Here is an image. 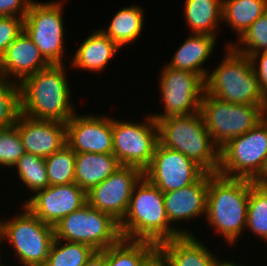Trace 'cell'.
Listing matches in <instances>:
<instances>
[{"instance_id": "ac0fdd59", "label": "cell", "mask_w": 267, "mask_h": 266, "mask_svg": "<svg viewBox=\"0 0 267 266\" xmlns=\"http://www.w3.org/2000/svg\"><path fill=\"white\" fill-rule=\"evenodd\" d=\"M15 125L27 153L46 158L66 144V123L20 114Z\"/></svg>"}, {"instance_id": "b9f144b4", "label": "cell", "mask_w": 267, "mask_h": 266, "mask_svg": "<svg viewBox=\"0 0 267 266\" xmlns=\"http://www.w3.org/2000/svg\"><path fill=\"white\" fill-rule=\"evenodd\" d=\"M1 214H0V259H2V256L5 254H2L1 252V248H2V241H1V232H2V218H1Z\"/></svg>"}, {"instance_id": "5b68a950", "label": "cell", "mask_w": 267, "mask_h": 266, "mask_svg": "<svg viewBox=\"0 0 267 266\" xmlns=\"http://www.w3.org/2000/svg\"><path fill=\"white\" fill-rule=\"evenodd\" d=\"M225 56L205 81V93L234 104L267 105L249 56L225 46Z\"/></svg>"}, {"instance_id": "5bb4252c", "label": "cell", "mask_w": 267, "mask_h": 266, "mask_svg": "<svg viewBox=\"0 0 267 266\" xmlns=\"http://www.w3.org/2000/svg\"><path fill=\"white\" fill-rule=\"evenodd\" d=\"M142 177L143 171L139 168L120 166L104 181L86 192L87 203L120 222L127 212L133 189Z\"/></svg>"}, {"instance_id": "d6986e66", "label": "cell", "mask_w": 267, "mask_h": 266, "mask_svg": "<svg viewBox=\"0 0 267 266\" xmlns=\"http://www.w3.org/2000/svg\"><path fill=\"white\" fill-rule=\"evenodd\" d=\"M50 65L25 31L7 47L0 58L2 77L18 83Z\"/></svg>"}, {"instance_id": "f1b7e54d", "label": "cell", "mask_w": 267, "mask_h": 266, "mask_svg": "<svg viewBox=\"0 0 267 266\" xmlns=\"http://www.w3.org/2000/svg\"><path fill=\"white\" fill-rule=\"evenodd\" d=\"M247 229L267 244V187L253 180H250L245 231Z\"/></svg>"}, {"instance_id": "277c9868", "label": "cell", "mask_w": 267, "mask_h": 266, "mask_svg": "<svg viewBox=\"0 0 267 266\" xmlns=\"http://www.w3.org/2000/svg\"><path fill=\"white\" fill-rule=\"evenodd\" d=\"M159 144L194 160L206 172L217 173L220 148L209 135L200 112L156 121Z\"/></svg>"}, {"instance_id": "7a4b0ae2", "label": "cell", "mask_w": 267, "mask_h": 266, "mask_svg": "<svg viewBox=\"0 0 267 266\" xmlns=\"http://www.w3.org/2000/svg\"><path fill=\"white\" fill-rule=\"evenodd\" d=\"M249 196L250 179L209 173L205 220L227 246H234L245 233Z\"/></svg>"}, {"instance_id": "d6a6232c", "label": "cell", "mask_w": 267, "mask_h": 266, "mask_svg": "<svg viewBox=\"0 0 267 266\" xmlns=\"http://www.w3.org/2000/svg\"><path fill=\"white\" fill-rule=\"evenodd\" d=\"M20 114L19 83L2 77L0 79V128L15 125Z\"/></svg>"}, {"instance_id": "e0dca14e", "label": "cell", "mask_w": 267, "mask_h": 266, "mask_svg": "<svg viewBox=\"0 0 267 266\" xmlns=\"http://www.w3.org/2000/svg\"><path fill=\"white\" fill-rule=\"evenodd\" d=\"M208 185L209 172H205L195 183L163 193L168 220L180 235H194L195 233L188 228L184 229L179 226L181 221L182 223L183 221L191 222L193 219L196 221L195 219L198 217L204 219L206 216Z\"/></svg>"}, {"instance_id": "d4e9b609", "label": "cell", "mask_w": 267, "mask_h": 266, "mask_svg": "<svg viewBox=\"0 0 267 266\" xmlns=\"http://www.w3.org/2000/svg\"><path fill=\"white\" fill-rule=\"evenodd\" d=\"M184 21L189 33L219 35L222 26L223 0H185ZM218 32V33H217Z\"/></svg>"}, {"instance_id": "2e32d148", "label": "cell", "mask_w": 267, "mask_h": 266, "mask_svg": "<svg viewBox=\"0 0 267 266\" xmlns=\"http://www.w3.org/2000/svg\"><path fill=\"white\" fill-rule=\"evenodd\" d=\"M86 203V192L75 183H70L39 190L23 205L42 222L55 226L62 218Z\"/></svg>"}, {"instance_id": "3957f363", "label": "cell", "mask_w": 267, "mask_h": 266, "mask_svg": "<svg viewBox=\"0 0 267 266\" xmlns=\"http://www.w3.org/2000/svg\"><path fill=\"white\" fill-rule=\"evenodd\" d=\"M119 230L123 239L148 241L157 246L181 236L168 220L163 192L144 176L133 189Z\"/></svg>"}, {"instance_id": "9c48e42d", "label": "cell", "mask_w": 267, "mask_h": 266, "mask_svg": "<svg viewBox=\"0 0 267 266\" xmlns=\"http://www.w3.org/2000/svg\"><path fill=\"white\" fill-rule=\"evenodd\" d=\"M63 3L62 0H32L24 18V31L50 64L66 65Z\"/></svg>"}, {"instance_id": "e575fe53", "label": "cell", "mask_w": 267, "mask_h": 266, "mask_svg": "<svg viewBox=\"0 0 267 266\" xmlns=\"http://www.w3.org/2000/svg\"><path fill=\"white\" fill-rule=\"evenodd\" d=\"M24 31V18L17 16L0 17V58L7 47Z\"/></svg>"}, {"instance_id": "83f0119b", "label": "cell", "mask_w": 267, "mask_h": 266, "mask_svg": "<svg viewBox=\"0 0 267 266\" xmlns=\"http://www.w3.org/2000/svg\"><path fill=\"white\" fill-rule=\"evenodd\" d=\"M15 168L16 176L19 177L17 179L21 182L20 185H24L26 190L31 192L27 199L23 198L24 200H22L23 203L21 204H24L37 191L49 186L45 158L25 152L13 167V171H15Z\"/></svg>"}, {"instance_id": "ffe728a7", "label": "cell", "mask_w": 267, "mask_h": 266, "mask_svg": "<svg viewBox=\"0 0 267 266\" xmlns=\"http://www.w3.org/2000/svg\"><path fill=\"white\" fill-rule=\"evenodd\" d=\"M197 237L181 235L164 241L157 246V252L167 266H215L221 259L220 255L211 251L209 246Z\"/></svg>"}, {"instance_id": "9a60e30c", "label": "cell", "mask_w": 267, "mask_h": 266, "mask_svg": "<svg viewBox=\"0 0 267 266\" xmlns=\"http://www.w3.org/2000/svg\"><path fill=\"white\" fill-rule=\"evenodd\" d=\"M66 144L75 153L113 154L112 116L76 112L66 123Z\"/></svg>"}, {"instance_id": "52a82bcc", "label": "cell", "mask_w": 267, "mask_h": 266, "mask_svg": "<svg viewBox=\"0 0 267 266\" xmlns=\"http://www.w3.org/2000/svg\"><path fill=\"white\" fill-rule=\"evenodd\" d=\"M267 166V116L241 136L220 148L217 173L257 181Z\"/></svg>"}, {"instance_id": "484cf974", "label": "cell", "mask_w": 267, "mask_h": 266, "mask_svg": "<svg viewBox=\"0 0 267 266\" xmlns=\"http://www.w3.org/2000/svg\"><path fill=\"white\" fill-rule=\"evenodd\" d=\"M222 23L237 39L267 11V0H223Z\"/></svg>"}, {"instance_id": "d590c367", "label": "cell", "mask_w": 267, "mask_h": 266, "mask_svg": "<svg viewBox=\"0 0 267 266\" xmlns=\"http://www.w3.org/2000/svg\"><path fill=\"white\" fill-rule=\"evenodd\" d=\"M250 60L261 90L267 97V51L252 54Z\"/></svg>"}, {"instance_id": "836d02e7", "label": "cell", "mask_w": 267, "mask_h": 266, "mask_svg": "<svg viewBox=\"0 0 267 266\" xmlns=\"http://www.w3.org/2000/svg\"><path fill=\"white\" fill-rule=\"evenodd\" d=\"M24 153L25 148L16 125L0 128V169H13Z\"/></svg>"}, {"instance_id": "74e56055", "label": "cell", "mask_w": 267, "mask_h": 266, "mask_svg": "<svg viewBox=\"0 0 267 266\" xmlns=\"http://www.w3.org/2000/svg\"><path fill=\"white\" fill-rule=\"evenodd\" d=\"M84 266H107L106 249L103 251H96Z\"/></svg>"}, {"instance_id": "1f68e13d", "label": "cell", "mask_w": 267, "mask_h": 266, "mask_svg": "<svg viewBox=\"0 0 267 266\" xmlns=\"http://www.w3.org/2000/svg\"><path fill=\"white\" fill-rule=\"evenodd\" d=\"M234 43L225 44L235 51L245 55L267 51V11L260 16Z\"/></svg>"}, {"instance_id": "7bdbcfd3", "label": "cell", "mask_w": 267, "mask_h": 266, "mask_svg": "<svg viewBox=\"0 0 267 266\" xmlns=\"http://www.w3.org/2000/svg\"><path fill=\"white\" fill-rule=\"evenodd\" d=\"M4 263V264H3ZM6 263L5 262H2V260L0 259V266H6L5 265Z\"/></svg>"}, {"instance_id": "603a6c76", "label": "cell", "mask_w": 267, "mask_h": 266, "mask_svg": "<svg viewBox=\"0 0 267 266\" xmlns=\"http://www.w3.org/2000/svg\"><path fill=\"white\" fill-rule=\"evenodd\" d=\"M120 166L114 154L76 153L75 184L88 192Z\"/></svg>"}, {"instance_id": "7402d4cb", "label": "cell", "mask_w": 267, "mask_h": 266, "mask_svg": "<svg viewBox=\"0 0 267 266\" xmlns=\"http://www.w3.org/2000/svg\"><path fill=\"white\" fill-rule=\"evenodd\" d=\"M217 39L212 35L189 33L166 64L174 69L199 74L205 80L210 70L204 63L212 57Z\"/></svg>"}, {"instance_id": "7c38bea8", "label": "cell", "mask_w": 267, "mask_h": 266, "mask_svg": "<svg viewBox=\"0 0 267 266\" xmlns=\"http://www.w3.org/2000/svg\"><path fill=\"white\" fill-rule=\"evenodd\" d=\"M160 102L164 111L150 113L155 121L169 116L200 112L205 81L196 73L163 65L158 75Z\"/></svg>"}, {"instance_id": "44dd1931", "label": "cell", "mask_w": 267, "mask_h": 266, "mask_svg": "<svg viewBox=\"0 0 267 266\" xmlns=\"http://www.w3.org/2000/svg\"><path fill=\"white\" fill-rule=\"evenodd\" d=\"M95 30L78 46L73 57L71 56L68 68L83 69L100 75L101 72H105L111 60L120 53L122 49L114 41L99 28Z\"/></svg>"}, {"instance_id": "8fae6325", "label": "cell", "mask_w": 267, "mask_h": 266, "mask_svg": "<svg viewBox=\"0 0 267 266\" xmlns=\"http://www.w3.org/2000/svg\"><path fill=\"white\" fill-rule=\"evenodd\" d=\"M145 115L141 122L112 116L113 154L121 166H134L144 171L151 163L159 143L158 126L150 112Z\"/></svg>"}, {"instance_id": "60d3db41", "label": "cell", "mask_w": 267, "mask_h": 266, "mask_svg": "<svg viewBox=\"0 0 267 266\" xmlns=\"http://www.w3.org/2000/svg\"><path fill=\"white\" fill-rule=\"evenodd\" d=\"M264 187H267V166L262 174V176L256 181Z\"/></svg>"}, {"instance_id": "6da1fadb", "label": "cell", "mask_w": 267, "mask_h": 266, "mask_svg": "<svg viewBox=\"0 0 267 266\" xmlns=\"http://www.w3.org/2000/svg\"><path fill=\"white\" fill-rule=\"evenodd\" d=\"M65 67V64H51L19 83L21 114L67 123L78 112L73 103L76 99L71 100L73 92Z\"/></svg>"}, {"instance_id": "f35d334b", "label": "cell", "mask_w": 267, "mask_h": 266, "mask_svg": "<svg viewBox=\"0 0 267 266\" xmlns=\"http://www.w3.org/2000/svg\"><path fill=\"white\" fill-rule=\"evenodd\" d=\"M144 266H167L164 259L157 252Z\"/></svg>"}, {"instance_id": "4dcf8cb0", "label": "cell", "mask_w": 267, "mask_h": 266, "mask_svg": "<svg viewBox=\"0 0 267 266\" xmlns=\"http://www.w3.org/2000/svg\"><path fill=\"white\" fill-rule=\"evenodd\" d=\"M76 153L67 145L45 158L49 186L75 183Z\"/></svg>"}, {"instance_id": "cb8c5ba5", "label": "cell", "mask_w": 267, "mask_h": 266, "mask_svg": "<svg viewBox=\"0 0 267 266\" xmlns=\"http://www.w3.org/2000/svg\"><path fill=\"white\" fill-rule=\"evenodd\" d=\"M141 5L131 4L120 8L118 12L113 15L109 25L100 30L114 41L121 49L122 47L132 46L133 43L141 38L145 13Z\"/></svg>"}, {"instance_id": "ba28073f", "label": "cell", "mask_w": 267, "mask_h": 266, "mask_svg": "<svg viewBox=\"0 0 267 266\" xmlns=\"http://www.w3.org/2000/svg\"><path fill=\"white\" fill-rule=\"evenodd\" d=\"M200 113L209 135L221 148L262 121L267 116V105L234 104L204 92Z\"/></svg>"}, {"instance_id": "4316f807", "label": "cell", "mask_w": 267, "mask_h": 266, "mask_svg": "<svg viewBox=\"0 0 267 266\" xmlns=\"http://www.w3.org/2000/svg\"><path fill=\"white\" fill-rule=\"evenodd\" d=\"M157 253V245L148 241L121 238L106 248L107 266H144Z\"/></svg>"}, {"instance_id": "f546056e", "label": "cell", "mask_w": 267, "mask_h": 266, "mask_svg": "<svg viewBox=\"0 0 267 266\" xmlns=\"http://www.w3.org/2000/svg\"><path fill=\"white\" fill-rule=\"evenodd\" d=\"M95 252L89 245L54 238L44 266H84Z\"/></svg>"}, {"instance_id": "ab89813d", "label": "cell", "mask_w": 267, "mask_h": 266, "mask_svg": "<svg viewBox=\"0 0 267 266\" xmlns=\"http://www.w3.org/2000/svg\"><path fill=\"white\" fill-rule=\"evenodd\" d=\"M232 261V262H231ZM215 266H244L243 264H241V263H236V262H233V260H225L224 261V259H220L217 263H216V265Z\"/></svg>"}, {"instance_id": "30bf717a", "label": "cell", "mask_w": 267, "mask_h": 266, "mask_svg": "<svg viewBox=\"0 0 267 266\" xmlns=\"http://www.w3.org/2000/svg\"><path fill=\"white\" fill-rule=\"evenodd\" d=\"M54 234L57 239L83 243L96 251H103L122 238L119 222L88 203L62 218L54 226Z\"/></svg>"}, {"instance_id": "8d00e7d4", "label": "cell", "mask_w": 267, "mask_h": 266, "mask_svg": "<svg viewBox=\"0 0 267 266\" xmlns=\"http://www.w3.org/2000/svg\"><path fill=\"white\" fill-rule=\"evenodd\" d=\"M32 0H0V17L17 16L25 18Z\"/></svg>"}, {"instance_id": "4fadbf2b", "label": "cell", "mask_w": 267, "mask_h": 266, "mask_svg": "<svg viewBox=\"0 0 267 266\" xmlns=\"http://www.w3.org/2000/svg\"><path fill=\"white\" fill-rule=\"evenodd\" d=\"M205 172L194 160L158 143L143 176L164 193L195 183Z\"/></svg>"}, {"instance_id": "8992f818", "label": "cell", "mask_w": 267, "mask_h": 266, "mask_svg": "<svg viewBox=\"0 0 267 266\" xmlns=\"http://www.w3.org/2000/svg\"><path fill=\"white\" fill-rule=\"evenodd\" d=\"M2 219L1 241L12 247L20 266H44L55 238L54 226L42 222L26 206ZM5 219V220H4Z\"/></svg>"}]
</instances>
